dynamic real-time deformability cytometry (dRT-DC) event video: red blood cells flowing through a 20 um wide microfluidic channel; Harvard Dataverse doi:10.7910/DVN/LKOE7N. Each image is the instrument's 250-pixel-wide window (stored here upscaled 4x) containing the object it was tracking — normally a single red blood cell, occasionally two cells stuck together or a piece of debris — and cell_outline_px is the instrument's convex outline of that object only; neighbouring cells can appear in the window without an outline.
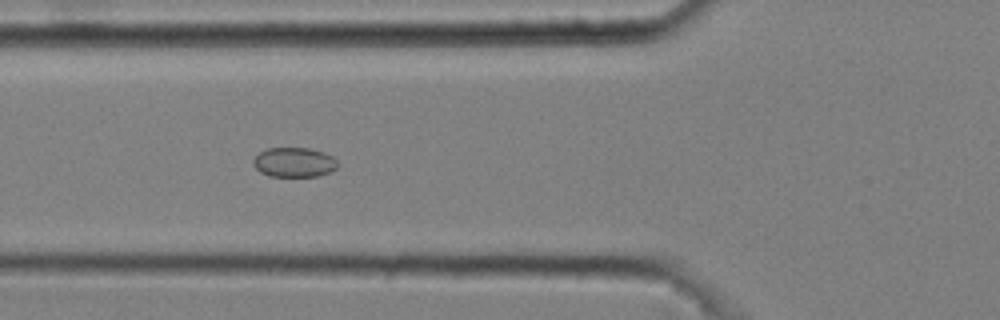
{"species": "common noctule bat (a hibernating species)", "species_latin": "Nyctalus noctula", "temperature_condition": "cold", "stored_images_in_passage": 5, "camera_frame_rate_fps": 3000, "um_per_image_px": 0.085, "animal": {"sex": "male", "body_mass_g": 20.4}, "frame": {"image": 1, "passage_image": 5, "time_ms": 1.333, "image_size_px": [1000, 320], "cell_outline_px": [[340, 164], [336, 168], [328, 172], [316, 176], [268, 176], [260, 172], [252, 164], [252, 160], [260, 152], [268, 148], [312, 148], [324, 152], [332, 156]], "centroid_in_image_um": [25.0, 13.79], "position_along_channel_um": 100.8, "area_um2": 14.62}}